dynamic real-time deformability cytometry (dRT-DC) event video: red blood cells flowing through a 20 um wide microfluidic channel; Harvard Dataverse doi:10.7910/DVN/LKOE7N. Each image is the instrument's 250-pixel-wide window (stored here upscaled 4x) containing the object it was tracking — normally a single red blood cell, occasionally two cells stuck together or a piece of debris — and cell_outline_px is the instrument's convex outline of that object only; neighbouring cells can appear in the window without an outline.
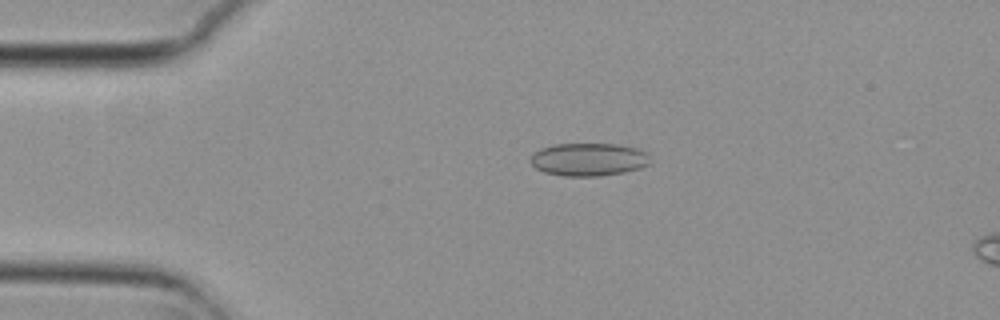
{"species": "common noctule bat (a hibernating species)", "species_latin": "Nyctalus noctula", "temperature_condition": "cold", "stored_images_in_passage": 47, "camera_frame_rate_fps": 3000, "um_per_image_px": 0.085, "animal": {"sex": "female", "body_mass_g": 29.2, "forearm_length_mm": 56.3}, "frame": {"image": 1, "passage_image": 4, "time_ms": 1.0, "image_size_px": [1000, 320], "cell_outline_px": [[648, 164], [640, 168], [624, 172], [600, 176], [564, 176], [544, 172], [536, 168], [528, 160], [540, 148], [552, 144], [620, 144], [636, 148], [648, 152]], "centroid_in_image_um": [50.02, 13.55], "position_along_channel_um": 35.0, "area_um2": 23.0}}
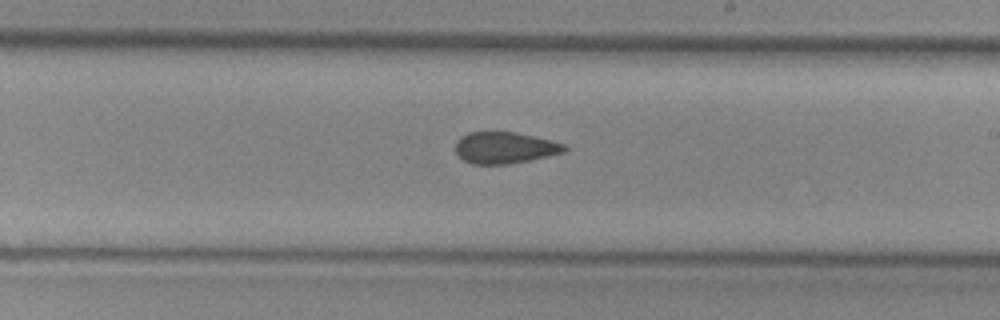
{"frame": {"image": 2, "passage_image": 24, "time_ms": 7.667, "image_size_px": [1000, 320], "cell_outline_px": [[568, 148], [564, 152], [528, 160], [508, 164], [472, 164], [464, 160], [456, 152], [456, 140], [460, 136], [468, 132], [516, 132], [552, 140], [564, 144]], "centroid_in_image_um": [42.89, 12.54], "position_along_channel_um": 246.1, "area_um2": 19.94}}
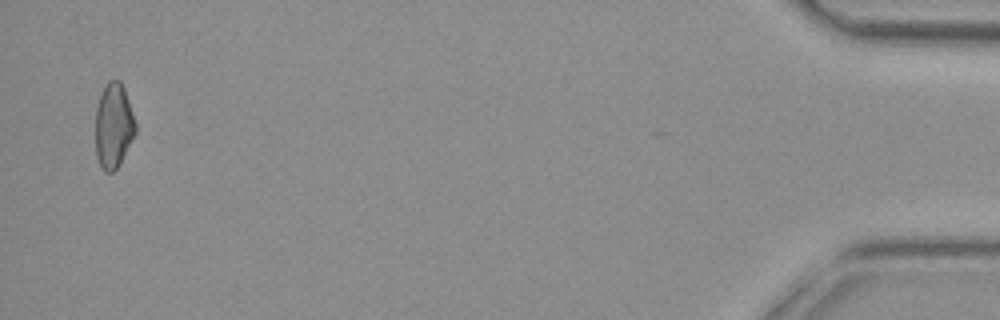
{"frame": {"image": 3, "passage_image": 46, "time_ms": 15.0, "image_size_px": [1000, 320], "cell_outline_px": [[136, 132], [116, 168], [112, 172], [104, 172], [96, 156], [96, 108], [104, 84], [108, 80], [120, 80], [124, 88], [136, 124]], "centroid_in_image_um": [9.64, 10.65], "position_along_channel_um": 425.6, "area_um2": 19.54}, "authors_computed_cell_mechanics": {"area_um2": 20.7502, "velocity_mm_per_s": 3.7223, "shape_relaxation_time_tau1_ms": null, "shape_relaxation_time_tau2_ms": 3.2281, "deformation_change_tau1": null, "deformation_change_tau2": 0.1055}}